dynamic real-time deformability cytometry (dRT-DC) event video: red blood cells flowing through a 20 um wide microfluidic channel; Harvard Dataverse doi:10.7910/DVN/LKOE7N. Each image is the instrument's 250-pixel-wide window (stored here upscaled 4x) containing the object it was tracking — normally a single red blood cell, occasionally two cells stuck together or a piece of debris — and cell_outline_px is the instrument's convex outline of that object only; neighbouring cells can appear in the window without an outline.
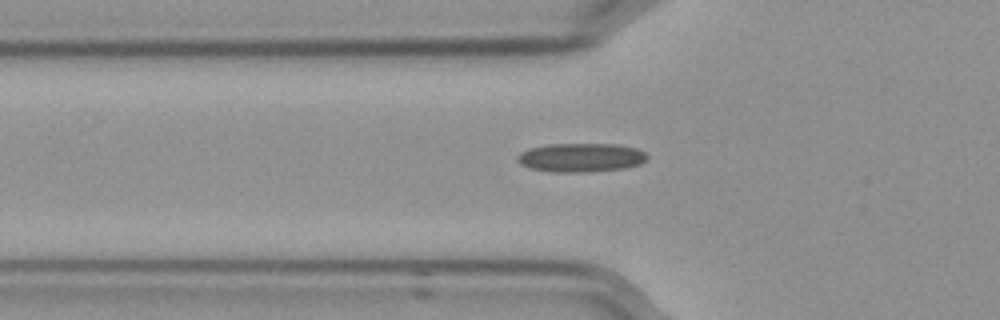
{"species": "Egyptian fruit bat (a non-hibernating species)", "species_latin": "Rousettus aegyptiacus", "temperature_condition": "cold", "stored_images_in_passage": 38, "camera_frame_rate_fps": 3000, "um_per_image_px": 0.085, "frame": {"image": 1, "passage_image": 4, "time_ms": 1.0, "image_size_px": [1000, 320], "cell_outline_px": [[648, 160], [640, 164], [624, 168], [588, 172], [552, 172], [532, 168], [520, 164], [516, 160], [516, 156], [520, 152], [528, 148], [548, 144], [616, 144], [636, 148], [644, 152], [648, 156]], "centroid_in_image_um": [49.37, 13.39], "position_along_channel_um": 76.4, "area_um2": 21.96}}
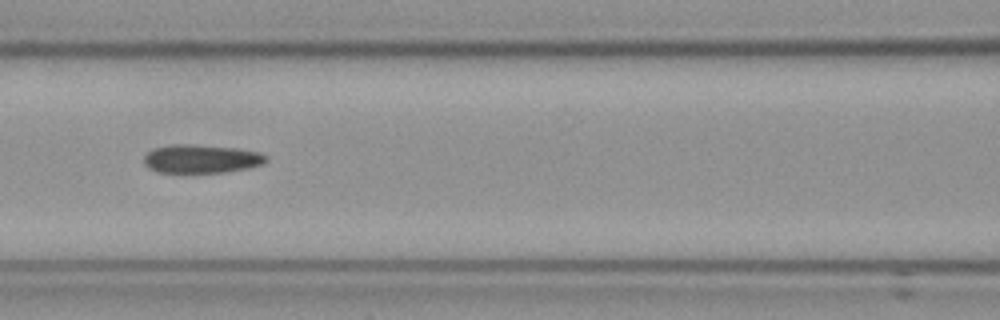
{"frame": {"image": 2, "passage_image": 10, "time_ms": 3.0, "image_size_px": [1000, 320], "cell_outline_px": [[268, 160], [260, 164], [248, 168], [224, 172], [156, 172], [148, 168], [144, 164], [144, 156], [148, 152], [156, 148], [172, 144], [188, 144], [236, 148], [260, 152], [268, 156]], "centroid_in_image_um": [17.11, 13.5], "position_along_channel_um": 149.5, "area_um2": 20.17}}
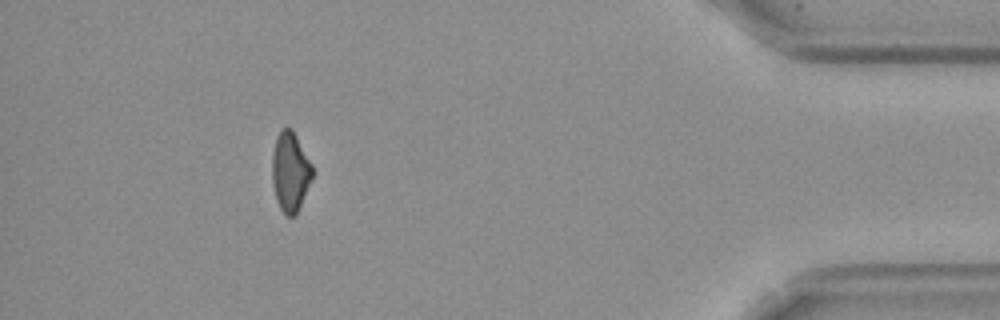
{"frame": {"image": 3, "passage_image": 36, "time_ms": 11.667, "image_size_px": [1000, 320], "cell_outline_px": [[312, 180], [296, 216], [288, 216], [280, 208], [276, 200], [272, 184], [272, 156], [276, 136], [284, 128], [292, 128], [312, 164]], "centroid_in_image_um": [24.67, 14.62], "position_along_channel_um": 410.5, "area_um2": 18.73}}